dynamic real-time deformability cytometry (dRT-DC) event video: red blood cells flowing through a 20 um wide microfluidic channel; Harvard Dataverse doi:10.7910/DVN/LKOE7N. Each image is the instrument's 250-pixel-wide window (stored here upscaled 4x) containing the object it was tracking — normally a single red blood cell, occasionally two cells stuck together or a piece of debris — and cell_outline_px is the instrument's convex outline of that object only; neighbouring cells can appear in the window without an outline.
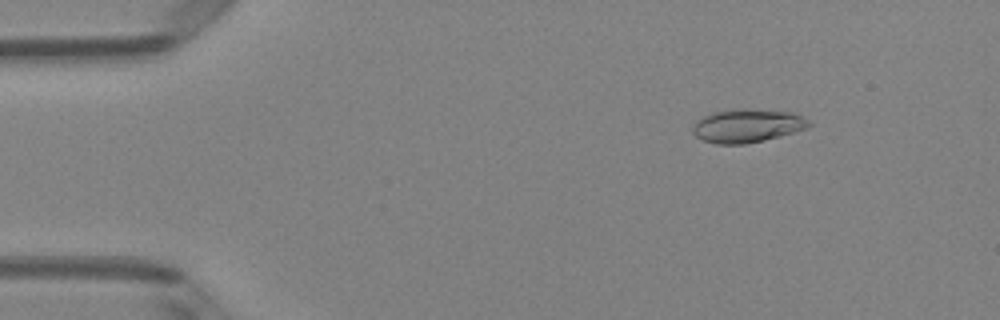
{"species": "Egyptian fruit bat (a non-hibernating species)", "species_latin": "Rousettus aegyptiacus", "temperature_condition": "room temperature", "stored_images_in_passage": 50, "camera_frame_rate_fps": 3000, "um_per_image_px": 0.085, "animal": {"sex": "female"}, "frame": {"image": 1, "passage_image": 7, "time_ms": 2.0, "image_size_px": [1000, 320], "cell_outline_px": [[812, 124], [808, 128], [780, 136], [764, 140], [744, 144], [716, 144], [704, 140], [696, 136], [692, 132], [692, 124], [696, 120], [712, 112], [732, 108], [744, 108], [792, 112], [808, 120]], "centroid_in_image_um": [63.49, 10.67], "position_along_channel_um": 21.5, "area_um2": 22.83}}
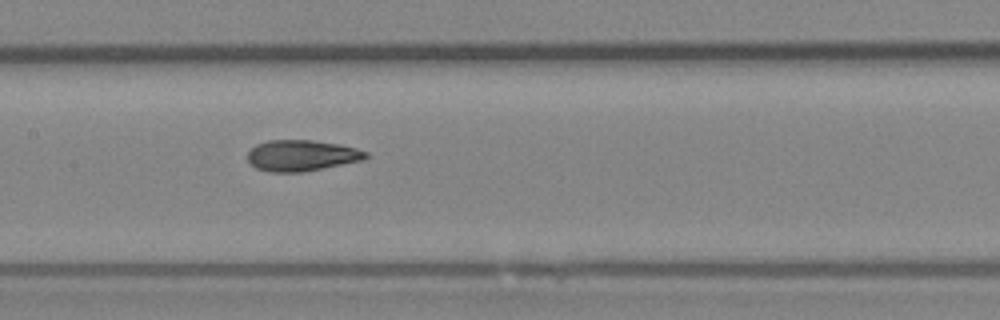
{"frame": {"image": 2, "passage_image": 25, "time_ms": 8.0, "image_size_px": [1000, 320], "cell_outline_px": [[368, 156], [364, 160], [304, 172], [268, 172], [256, 168], [248, 160], [248, 152], [256, 144], [268, 140], [312, 140], [340, 144], [356, 148], [368, 152]], "centroid_in_image_um": [25.66, 13.22], "position_along_channel_um": 181.7, "area_um2": 21.5}}
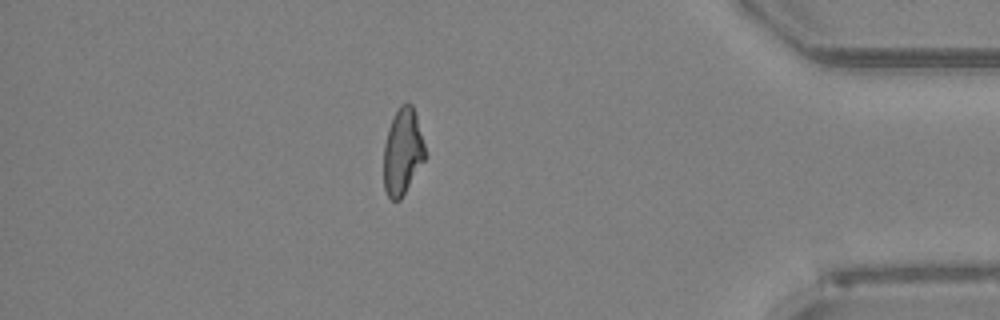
{"frame": {"image": 3, "passage_image": 44, "time_ms": 14.333, "image_size_px": [1000, 320], "cell_outline_px": [[428, 156], [400, 200], [392, 200], [388, 196], [384, 188], [384, 144], [388, 128], [400, 104], [408, 100], [412, 104], [416, 116]], "centroid_in_image_um": [34.24, 12.89], "position_along_channel_um": 401.0, "area_um2": 21.04}, "authors_computed_cell_mechanics": {"area_um2": 21.5016, "velocity_mm_per_s": 4.0755, "shape_relaxation_time_tau1_ms": 4.83, "shape_relaxation_time_tau2_ms": 2.1868, "deformation_change_tau1": 0.1743, "deformation_change_tau2": 0.0939}}